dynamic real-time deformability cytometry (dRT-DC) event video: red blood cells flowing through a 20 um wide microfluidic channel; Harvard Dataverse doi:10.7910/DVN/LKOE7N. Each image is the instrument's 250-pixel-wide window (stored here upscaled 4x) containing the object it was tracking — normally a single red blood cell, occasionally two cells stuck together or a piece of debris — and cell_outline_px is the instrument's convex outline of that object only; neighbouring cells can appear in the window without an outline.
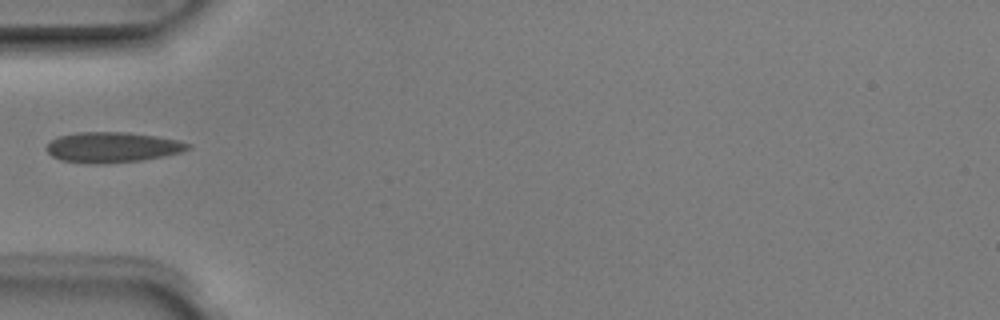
{"species": "Egyptian fruit bat (a non-hibernating species)", "species_latin": "Rousettus aegyptiacus", "temperature_condition": "room temperature", "stored_images_in_passage": 3, "camera_frame_rate_fps": 3000, "um_per_image_px": 0.085, "animal": {"sex": "male"}, "frame": {"image": 1, "passage_image": 3, "time_ms": 0.667, "image_size_px": [1000, 320], "cell_outline_px": [[192, 148], [180, 152], [164, 156], [140, 160], [100, 164], [92, 164], [60, 160], [52, 156], [44, 148], [52, 140], [60, 136], [76, 132], [128, 132], [156, 136], [180, 140], [192, 144]], "centroid_in_image_um": [9.57, 12.51], "position_along_channel_um": 75.4, "area_um2": 25.14}}